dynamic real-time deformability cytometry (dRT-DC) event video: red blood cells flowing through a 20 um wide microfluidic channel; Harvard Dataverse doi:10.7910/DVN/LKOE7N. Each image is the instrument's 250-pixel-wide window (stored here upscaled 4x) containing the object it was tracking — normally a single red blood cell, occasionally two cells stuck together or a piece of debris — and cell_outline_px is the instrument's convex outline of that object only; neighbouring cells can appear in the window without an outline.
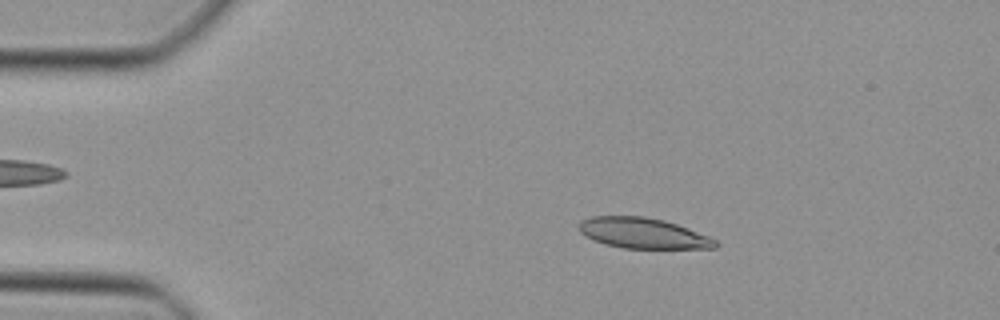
{"species": "Egyptian fruit bat (a non-hibernating species)", "species_latin": "Rousettus aegyptiacus", "temperature_condition": "cold", "stored_images_in_passage": 46, "camera_frame_rate_fps": 3000, "um_per_image_px": 0.085, "animal": {"sex": "female"}, "frame": {"image": 1, "passage_image": 8, "time_ms": 2.333, "image_size_px": [1000, 320], "cell_outline_px": [[720, 244], [716, 248], [624, 248], [604, 244], [580, 232], [580, 220], [592, 216], [644, 216], [664, 220], [688, 228], [708, 236], [716, 240]], "centroid_in_image_um": [54.68, 19.81], "position_along_channel_um": 30.3, "area_um2": 24.1}}
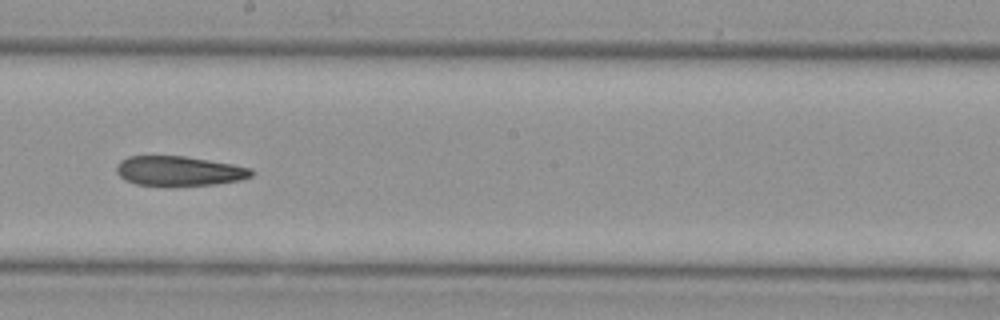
{"frame": {"image": 2, "passage_image": 26, "time_ms": 8.333, "image_size_px": [1000, 320], "cell_outline_px": [[252, 176], [240, 180], [216, 184], [172, 188], [168, 188], [136, 184], [124, 180], [116, 172], [116, 164], [120, 160], [128, 156], [184, 156], [232, 164], [252, 168]], "centroid_in_image_um": [15.17, 14.57], "position_along_channel_um": 233.0, "area_um2": 24.1}}
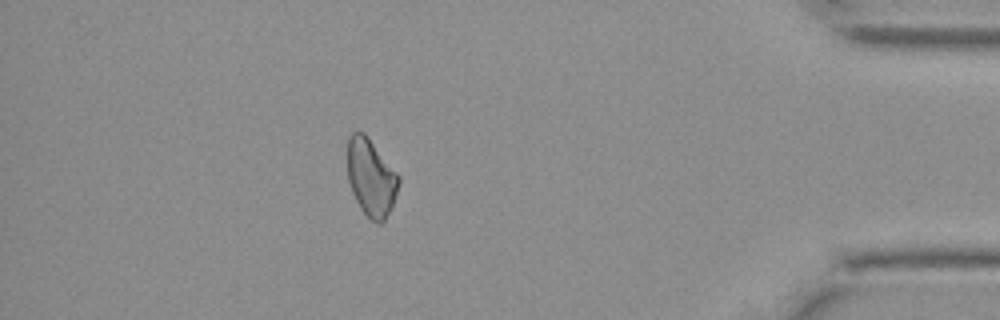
{"frame": {"image": 3, "passage_image": 41, "time_ms": 13.333, "image_size_px": [1000, 320], "cell_outline_px": [[400, 184], [392, 208], [384, 220], [380, 224], [376, 224], [360, 208], [352, 192], [348, 180], [348, 136], [352, 132], [364, 132], [400, 176]], "centroid_in_image_um": [31.55, 15.1], "position_along_channel_um": 403.6, "area_um2": 23.12}}